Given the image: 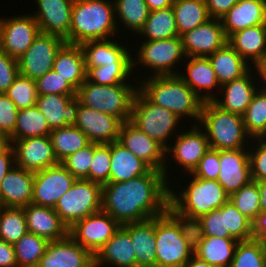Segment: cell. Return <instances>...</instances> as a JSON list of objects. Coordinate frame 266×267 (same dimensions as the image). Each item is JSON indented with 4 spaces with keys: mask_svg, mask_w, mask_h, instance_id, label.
Segmentation results:
<instances>
[{
    "mask_svg": "<svg viewBox=\"0 0 266 267\" xmlns=\"http://www.w3.org/2000/svg\"><path fill=\"white\" fill-rule=\"evenodd\" d=\"M170 186L164 172L155 169L127 181L106 183L101 210L121 225L146 221L166 212Z\"/></svg>",
    "mask_w": 266,
    "mask_h": 267,
    "instance_id": "obj_1",
    "label": "cell"
},
{
    "mask_svg": "<svg viewBox=\"0 0 266 267\" xmlns=\"http://www.w3.org/2000/svg\"><path fill=\"white\" fill-rule=\"evenodd\" d=\"M138 89L153 103L168 109L180 119L190 117L199 124L204 101L178 76H149Z\"/></svg>",
    "mask_w": 266,
    "mask_h": 267,
    "instance_id": "obj_2",
    "label": "cell"
},
{
    "mask_svg": "<svg viewBox=\"0 0 266 267\" xmlns=\"http://www.w3.org/2000/svg\"><path fill=\"white\" fill-rule=\"evenodd\" d=\"M115 6L111 0H74L69 44L117 36Z\"/></svg>",
    "mask_w": 266,
    "mask_h": 267,
    "instance_id": "obj_3",
    "label": "cell"
},
{
    "mask_svg": "<svg viewBox=\"0 0 266 267\" xmlns=\"http://www.w3.org/2000/svg\"><path fill=\"white\" fill-rule=\"evenodd\" d=\"M199 124L206 133L210 148L232 150L250 147L247 140L252 138L246 132L242 116L224 111L212 101L203 103Z\"/></svg>",
    "mask_w": 266,
    "mask_h": 267,
    "instance_id": "obj_4",
    "label": "cell"
},
{
    "mask_svg": "<svg viewBox=\"0 0 266 267\" xmlns=\"http://www.w3.org/2000/svg\"><path fill=\"white\" fill-rule=\"evenodd\" d=\"M137 86L131 84L99 85L85 80L76 91L80 104L113 115L122 122L131 118L132 104Z\"/></svg>",
    "mask_w": 266,
    "mask_h": 267,
    "instance_id": "obj_5",
    "label": "cell"
},
{
    "mask_svg": "<svg viewBox=\"0 0 266 267\" xmlns=\"http://www.w3.org/2000/svg\"><path fill=\"white\" fill-rule=\"evenodd\" d=\"M188 182L179 194L169 187V204L183 215L200 218L229 200V195L217 180L192 176Z\"/></svg>",
    "mask_w": 266,
    "mask_h": 267,
    "instance_id": "obj_6",
    "label": "cell"
},
{
    "mask_svg": "<svg viewBox=\"0 0 266 267\" xmlns=\"http://www.w3.org/2000/svg\"><path fill=\"white\" fill-rule=\"evenodd\" d=\"M180 119L168 109L153 104L139 89L135 94L130 121L148 137L168 148L170 135L175 132ZM167 142V143H166Z\"/></svg>",
    "mask_w": 266,
    "mask_h": 267,
    "instance_id": "obj_7",
    "label": "cell"
},
{
    "mask_svg": "<svg viewBox=\"0 0 266 267\" xmlns=\"http://www.w3.org/2000/svg\"><path fill=\"white\" fill-rule=\"evenodd\" d=\"M102 185L76 179L58 200L54 210L69 229L75 222L101 210Z\"/></svg>",
    "mask_w": 266,
    "mask_h": 267,
    "instance_id": "obj_8",
    "label": "cell"
},
{
    "mask_svg": "<svg viewBox=\"0 0 266 267\" xmlns=\"http://www.w3.org/2000/svg\"><path fill=\"white\" fill-rule=\"evenodd\" d=\"M156 267H184L194 255L178 223L167 213L155 217Z\"/></svg>",
    "mask_w": 266,
    "mask_h": 267,
    "instance_id": "obj_9",
    "label": "cell"
},
{
    "mask_svg": "<svg viewBox=\"0 0 266 267\" xmlns=\"http://www.w3.org/2000/svg\"><path fill=\"white\" fill-rule=\"evenodd\" d=\"M142 41L140 48H137L138 61L132 59V70H135L136 64L148 67L152 75L148 76H166L178 75L180 72L175 71V64L186 59L180 36L154 41ZM135 66V67H134ZM174 70V71H173Z\"/></svg>",
    "mask_w": 266,
    "mask_h": 267,
    "instance_id": "obj_10",
    "label": "cell"
},
{
    "mask_svg": "<svg viewBox=\"0 0 266 267\" xmlns=\"http://www.w3.org/2000/svg\"><path fill=\"white\" fill-rule=\"evenodd\" d=\"M122 225L107 212L100 210L75 222L68 235L95 255Z\"/></svg>",
    "mask_w": 266,
    "mask_h": 267,
    "instance_id": "obj_11",
    "label": "cell"
},
{
    "mask_svg": "<svg viewBox=\"0 0 266 267\" xmlns=\"http://www.w3.org/2000/svg\"><path fill=\"white\" fill-rule=\"evenodd\" d=\"M65 40L57 35L40 32L27 51L17 59L19 74L32 80L52 70L54 59Z\"/></svg>",
    "mask_w": 266,
    "mask_h": 267,
    "instance_id": "obj_12",
    "label": "cell"
},
{
    "mask_svg": "<svg viewBox=\"0 0 266 267\" xmlns=\"http://www.w3.org/2000/svg\"><path fill=\"white\" fill-rule=\"evenodd\" d=\"M39 33L38 23L32 14L0 18V51L19 59Z\"/></svg>",
    "mask_w": 266,
    "mask_h": 267,
    "instance_id": "obj_13",
    "label": "cell"
},
{
    "mask_svg": "<svg viewBox=\"0 0 266 267\" xmlns=\"http://www.w3.org/2000/svg\"><path fill=\"white\" fill-rule=\"evenodd\" d=\"M117 141L152 169L164 172L169 183L168 164H166L169 159H166L165 149L159 143L148 137L130 120L122 123Z\"/></svg>",
    "mask_w": 266,
    "mask_h": 267,
    "instance_id": "obj_14",
    "label": "cell"
},
{
    "mask_svg": "<svg viewBox=\"0 0 266 267\" xmlns=\"http://www.w3.org/2000/svg\"><path fill=\"white\" fill-rule=\"evenodd\" d=\"M76 178L60 162L34 173L32 203L55 208L59 198L66 193Z\"/></svg>",
    "mask_w": 266,
    "mask_h": 267,
    "instance_id": "obj_15",
    "label": "cell"
},
{
    "mask_svg": "<svg viewBox=\"0 0 266 267\" xmlns=\"http://www.w3.org/2000/svg\"><path fill=\"white\" fill-rule=\"evenodd\" d=\"M11 143L15 165L30 172H38L60 163L52 146L50 136L28 137Z\"/></svg>",
    "mask_w": 266,
    "mask_h": 267,
    "instance_id": "obj_16",
    "label": "cell"
},
{
    "mask_svg": "<svg viewBox=\"0 0 266 267\" xmlns=\"http://www.w3.org/2000/svg\"><path fill=\"white\" fill-rule=\"evenodd\" d=\"M180 37L186 57H207L223 47L228 40L217 18H210Z\"/></svg>",
    "mask_w": 266,
    "mask_h": 267,
    "instance_id": "obj_17",
    "label": "cell"
},
{
    "mask_svg": "<svg viewBox=\"0 0 266 267\" xmlns=\"http://www.w3.org/2000/svg\"><path fill=\"white\" fill-rule=\"evenodd\" d=\"M122 121L113 115L80 104L75 127L79 128L92 143H112L118 140Z\"/></svg>",
    "mask_w": 266,
    "mask_h": 267,
    "instance_id": "obj_18",
    "label": "cell"
},
{
    "mask_svg": "<svg viewBox=\"0 0 266 267\" xmlns=\"http://www.w3.org/2000/svg\"><path fill=\"white\" fill-rule=\"evenodd\" d=\"M209 149L210 145L205 131L200 129L199 124L193 123L192 129L175 136L174 145L171 147L170 144L165 152L167 157H173V161L183 167L182 170L191 174ZM170 153L171 156L167 155Z\"/></svg>",
    "mask_w": 266,
    "mask_h": 267,
    "instance_id": "obj_19",
    "label": "cell"
},
{
    "mask_svg": "<svg viewBox=\"0 0 266 267\" xmlns=\"http://www.w3.org/2000/svg\"><path fill=\"white\" fill-rule=\"evenodd\" d=\"M38 10L32 15L40 32L57 35L69 43L74 0H36Z\"/></svg>",
    "mask_w": 266,
    "mask_h": 267,
    "instance_id": "obj_20",
    "label": "cell"
},
{
    "mask_svg": "<svg viewBox=\"0 0 266 267\" xmlns=\"http://www.w3.org/2000/svg\"><path fill=\"white\" fill-rule=\"evenodd\" d=\"M218 183L230 196L251 180L249 149L219 150Z\"/></svg>",
    "mask_w": 266,
    "mask_h": 267,
    "instance_id": "obj_21",
    "label": "cell"
},
{
    "mask_svg": "<svg viewBox=\"0 0 266 267\" xmlns=\"http://www.w3.org/2000/svg\"><path fill=\"white\" fill-rule=\"evenodd\" d=\"M94 255L69 235L48 243L38 267H90Z\"/></svg>",
    "mask_w": 266,
    "mask_h": 267,
    "instance_id": "obj_22",
    "label": "cell"
},
{
    "mask_svg": "<svg viewBox=\"0 0 266 267\" xmlns=\"http://www.w3.org/2000/svg\"><path fill=\"white\" fill-rule=\"evenodd\" d=\"M253 68L251 67L243 76L221 85L222 101L216 96L212 102L224 111L242 116L260 85L258 83V87L255 86L257 82L254 80L259 78H254L255 75H252Z\"/></svg>",
    "mask_w": 266,
    "mask_h": 267,
    "instance_id": "obj_23",
    "label": "cell"
},
{
    "mask_svg": "<svg viewBox=\"0 0 266 267\" xmlns=\"http://www.w3.org/2000/svg\"><path fill=\"white\" fill-rule=\"evenodd\" d=\"M34 172L14 166L0 185V206L23 208L32 204Z\"/></svg>",
    "mask_w": 266,
    "mask_h": 267,
    "instance_id": "obj_24",
    "label": "cell"
},
{
    "mask_svg": "<svg viewBox=\"0 0 266 267\" xmlns=\"http://www.w3.org/2000/svg\"><path fill=\"white\" fill-rule=\"evenodd\" d=\"M36 106L54 130L75 124L79 100L76 95H38Z\"/></svg>",
    "mask_w": 266,
    "mask_h": 267,
    "instance_id": "obj_25",
    "label": "cell"
},
{
    "mask_svg": "<svg viewBox=\"0 0 266 267\" xmlns=\"http://www.w3.org/2000/svg\"><path fill=\"white\" fill-rule=\"evenodd\" d=\"M27 231L49 242L60 240L68 235L67 226L60 220L54 208L34 203L23 207Z\"/></svg>",
    "mask_w": 266,
    "mask_h": 267,
    "instance_id": "obj_26",
    "label": "cell"
},
{
    "mask_svg": "<svg viewBox=\"0 0 266 267\" xmlns=\"http://www.w3.org/2000/svg\"><path fill=\"white\" fill-rule=\"evenodd\" d=\"M220 21L227 38L239 30L266 24V1L239 0Z\"/></svg>",
    "mask_w": 266,
    "mask_h": 267,
    "instance_id": "obj_27",
    "label": "cell"
},
{
    "mask_svg": "<svg viewBox=\"0 0 266 267\" xmlns=\"http://www.w3.org/2000/svg\"><path fill=\"white\" fill-rule=\"evenodd\" d=\"M189 60L185 63V74L182 72L178 76L205 102L212 101L216 94L212 93V89L219 88L214 69L208 57H187ZM211 92H210V91ZM203 94H202V92ZM205 91V92H204Z\"/></svg>",
    "mask_w": 266,
    "mask_h": 267,
    "instance_id": "obj_28",
    "label": "cell"
},
{
    "mask_svg": "<svg viewBox=\"0 0 266 267\" xmlns=\"http://www.w3.org/2000/svg\"><path fill=\"white\" fill-rule=\"evenodd\" d=\"M80 47L84 55L85 67L132 63V59L135 58L131 56L127 47L111 38L86 41L81 43Z\"/></svg>",
    "mask_w": 266,
    "mask_h": 267,
    "instance_id": "obj_29",
    "label": "cell"
},
{
    "mask_svg": "<svg viewBox=\"0 0 266 267\" xmlns=\"http://www.w3.org/2000/svg\"><path fill=\"white\" fill-rule=\"evenodd\" d=\"M227 43L250 66L254 64L253 67L256 68L266 54V24L239 30L228 37Z\"/></svg>",
    "mask_w": 266,
    "mask_h": 267,
    "instance_id": "obj_30",
    "label": "cell"
},
{
    "mask_svg": "<svg viewBox=\"0 0 266 267\" xmlns=\"http://www.w3.org/2000/svg\"><path fill=\"white\" fill-rule=\"evenodd\" d=\"M97 267L109 264L113 267H137L136 255L130 235L120 227L119 230L94 255Z\"/></svg>",
    "mask_w": 266,
    "mask_h": 267,
    "instance_id": "obj_31",
    "label": "cell"
},
{
    "mask_svg": "<svg viewBox=\"0 0 266 267\" xmlns=\"http://www.w3.org/2000/svg\"><path fill=\"white\" fill-rule=\"evenodd\" d=\"M131 238L137 267H156L155 217L121 226Z\"/></svg>",
    "mask_w": 266,
    "mask_h": 267,
    "instance_id": "obj_32",
    "label": "cell"
},
{
    "mask_svg": "<svg viewBox=\"0 0 266 267\" xmlns=\"http://www.w3.org/2000/svg\"><path fill=\"white\" fill-rule=\"evenodd\" d=\"M110 182H123L147 174L152 168L118 141L110 143Z\"/></svg>",
    "mask_w": 266,
    "mask_h": 267,
    "instance_id": "obj_33",
    "label": "cell"
},
{
    "mask_svg": "<svg viewBox=\"0 0 266 267\" xmlns=\"http://www.w3.org/2000/svg\"><path fill=\"white\" fill-rule=\"evenodd\" d=\"M52 69L78 90L86 80L84 55L80 45L65 42L56 53Z\"/></svg>",
    "mask_w": 266,
    "mask_h": 267,
    "instance_id": "obj_34",
    "label": "cell"
},
{
    "mask_svg": "<svg viewBox=\"0 0 266 267\" xmlns=\"http://www.w3.org/2000/svg\"><path fill=\"white\" fill-rule=\"evenodd\" d=\"M207 57L220 85L243 76L252 67L228 43Z\"/></svg>",
    "mask_w": 266,
    "mask_h": 267,
    "instance_id": "obj_35",
    "label": "cell"
},
{
    "mask_svg": "<svg viewBox=\"0 0 266 267\" xmlns=\"http://www.w3.org/2000/svg\"><path fill=\"white\" fill-rule=\"evenodd\" d=\"M239 241L232 237H207L193 251L194 255L212 265L229 267Z\"/></svg>",
    "mask_w": 266,
    "mask_h": 267,
    "instance_id": "obj_36",
    "label": "cell"
},
{
    "mask_svg": "<svg viewBox=\"0 0 266 267\" xmlns=\"http://www.w3.org/2000/svg\"><path fill=\"white\" fill-rule=\"evenodd\" d=\"M172 8L179 36L210 19L205 0H175Z\"/></svg>",
    "mask_w": 266,
    "mask_h": 267,
    "instance_id": "obj_37",
    "label": "cell"
},
{
    "mask_svg": "<svg viewBox=\"0 0 266 267\" xmlns=\"http://www.w3.org/2000/svg\"><path fill=\"white\" fill-rule=\"evenodd\" d=\"M147 41L163 40L179 36L174 10L171 7L151 11L142 29L138 32Z\"/></svg>",
    "mask_w": 266,
    "mask_h": 267,
    "instance_id": "obj_38",
    "label": "cell"
},
{
    "mask_svg": "<svg viewBox=\"0 0 266 267\" xmlns=\"http://www.w3.org/2000/svg\"><path fill=\"white\" fill-rule=\"evenodd\" d=\"M51 129L38 107L18 110L14 133L6 141H16L28 137L49 136Z\"/></svg>",
    "mask_w": 266,
    "mask_h": 267,
    "instance_id": "obj_39",
    "label": "cell"
},
{
    "mask_svg": "<svg viewBox=\"0 0 266 267\" xmlns=\"http://www.w3.org/2000/svg\"><path fill=\"white\" fill-rule=\"evenodd\" d=\"M49 136L59 162L91 143L88 137L74 125L54 129Z\"/></svg>",
    "mask_w": 266,
    "mask_h": 267,
    "instance_id": "obj_40",
    "label": "cell"
},
{
    "mask_svg": "<svg viewBox=\"0 0 266 267\" xmlns=\"http://www.w3.org/2000/svg\"><path fill=\"white\" fill-rule=\"evenodd\" d=\"M114 6L117 29H120L117 22L120 20L125 29L134 31L133 34L142 29L150 13L145 0H115Z\"/></svg>",
    "mask_w": 266,
    "mask_h": 267,
    "instance_id": "obj_41",
    "label": "cell"
},
{
    "mask_svg": "<svg viewBox=\"0 0 266 267\" xmlns=\"http://www.w3.org/2000/svg\"><path fill=\"white\" fill-rule=\"evenodd\" d=\"M242 118L250 138L266 137V92L264 90L258 88Z\"/></svg>",
    "mask_w": 266,
    "mask_h": 267,
    "instance_id": "obj_42",
    "label": "cell"
},
{
    "mask_svg": "<svg viewBox=\"0 0 266 267\" xmlns=\"http://www.w3.org/2000/svg\"><path fill=\"white\" fill-rule=\"evenodd\" d=\"M49 241L27 232L15 244L14 250L18 267H38Z\"/></svg>",
    "mask_w": 266,
    "mask_h": 267,
    "instance_id": "obj_43",
    "label": "cell"
},
{
    "mask_svg": "<svg viewBox=\"0 0 266 267\" xmlns=\"http://www.w3.org/2000/svg\"><path fill=\"white\" fill-rule=\"evenodd\" d=\"M85 69L86 80L99 85L130 84L129 77L133 73L132 63H114Z\"/></svg>",
    "mask_w": 266,
    "mask_h": 267,
    "instance_id": "obj_44",
    "label": "cell"
},
{
    "mask_svg": "<svg viewBox=\"0 0 266 267\" xmlns=\"http://www.w3.org/2000/svg\"><path fill=\"white\" fill-rule=\"evenodd\" d=\"M27 232L23 208L0 206V239L13 245Z\"/></svg>",
    "mask_w": 266,
    "mask_h": 267,
    "instance_id": "obj_45",
    "label": "cell"
},
{
    "mask_svg": "<svg viewBox=\"0 0 266 267\" xmlns=\"http://www.w3.org/2000/svg\"><path fill=\"white\" fill-rule=\"evenodd\" d=\"M232 204L251 222L261 212L259 204V189L257 182L251 180L229 196Z\"/></svg>",
    "mask_w": 266,
    "mask_h": 267,
    "instance_id": "obj_46",
    "label": "cell"
},
{
    "mask_svg": "<svg viewBox=\"0 0 266 267\" xmlns=\"http://www.w3.org/2000/svg\"><path fill=\"white\" fill-rule=\"evenodd\" d=\"M229 267H266L262 243L255 239L238 242Z\"/></svg>",
    "mask_w": 266,
    "mask_h": 267,
    "instance_id": "obj_47",
    "label": "cell"
},
{
    "mask_svg": "<svg viewBox=\"0 0 266 267\" xmlns=\"http://www.w3.org/2000/svg\"><path fill=\"white\" fill-rule=\"evenodd\" d=\"M4 94L12 100L18 110L35 106L38 96L36 81L19 74Z\"/></svg>",
    "mask_w": 266,
    "mask_h": 267,
    "instance_id": "obj_48",
    "label": "cell"
},
{
    "mask_svg": "<svg viewBox=\"0 0 266 267\" xmlns=\"http://www.w3.org/2000/svg\"><path fill=\"white\" fill-rule=\"evenodd\" d=\"M166 212L178 223L185 242L194 251L205 238L201 220L196 217L183 215L170 204H168Z\"/></svg>",
    "mask_w": 266,
    "mask_h": 267,
    "instance_id": "obj_49",
    "label": "cell"
},
{
    "mask_svg": "<svg viewBox=\"0 0 266 267\" xmlns=\"http://www.w3.org/2000/svg\"><path fill=\"white\" fill-rule=\"evenodd\" d=\"M224 222L229 235L237 241L253 239L252 222L230 200L224 204Z\"/></svg>",
    "mask_w": 266,
    "mask_h": 267,
    "instance_id": "obj_50",
    "label": "cell"
},
{
    "mask_svg": "<svg viewBox=\"0 0 266 267\" xmlns=\"http://www.w3.org/2000/svg\"><path fill=\"white\" fill-rule=\"evenodd\" d=\"M110 143H94V157L89 170V181L104 185L110 182Z\"/></svg>",
    "mask_w": 266,
    "mask_h": 267,
    "instance_id": "obj_51",
    "label": "cell"
},
{
    "mask_svg": "<svg viewBox=\"0 0 266 267\" xmlns=\"http://www.w3.org/2000/svg\"><path fill=\"white\" fill-rule=\"evenodd\" d=\"M94 157V143H90L77 152L70 154L61 163L76 179L89 180V170Z\"/></svg>",
    "mask_w": 266,
    "mask_h": 267,
    "instance_id": "obj_52",
    "label": "cell"
},
{
    "mask_svg": "<svg viewBox=\"0 0 266 267\" xmlns=\"http://www.w3.org/2000/svg\"><path fill=\"white\" fill-rule=\"evenodd\" d=\"M38 95H76V89L53 69L36 80Z\"/></svg>",
    "mask_w": 266,
    "mask_h": 267,
    "instance_id": "obj_53",
    "label": "cell"
},
{
    "mask_svg": "<svg viewBox=\"0 0 266 267\" xmlns=\"http://www.w3.org/2000/svg\"><path fill=\"white\" fill-rule=\"evenodd\" d=\"M18 108L4 93H0V138L7 140L16 126Z\"/></svg>",
    "mask_w": 266,
    "mask_h": 267,
    "instance_id": "obj_54",
    "label": "cell"
},
{
    "mask_svg": "<svg viewBox=\"0 0 266 267\" xmlns=\"http://www.w3.org/2000/svg\"><path fill=\"white\" fill-rule=\"evenodd\" d=\"M203 224L204 233L207 237H231L224 222V205L216 208L199 218Z\"/></svg>",
    "mask_w": 266,
    "mask_h": 267,
    "instance_id": "obj_55",
    "label": "cell"
},
{
    "mask_svg": "<svg viewBox=\"0 0 266 267\" xmlns=\"http://www.w3.org/2000/svg\"><path fill=\"white\" fill-rule=\"evenodd\" d=\"M220 172L219 150L210 148L199 161L194 171L189 174L201 179L217 180Z\"/></svg>",
    "mask_w": 266,
    "mask_h": 267,
    "instance_id": "obj_56",
    "label": "cell"
},
{
    "mask_svg": "<svg viewBox=\"0 0 266 267\" xmlns=\"http://www.w3.org/2000/svg\"><path fill=\"white\" fill-rule=\"evenodd\" d=\"M256 140V141H255ZM257 142L249 148V161L251 169V178L254 181L266 179V140L263 139H253L252 142ZM257 145V146H256Z\"/></svg>",
    "mask_w": 266,
    "mask_h": 267,
    "instance_id": "obj_57",
    "label": "cell"
},
{
    "mask_svg": "<svg viewBox=\"0 0 266 267\" xmlns=\"http://www.w3.org/2000/svg\"><path fill=\"white\" fill-rule=\"evenodd\" d=\"M19 75L17 59L0 51V93H5Z\"/></svg>",
    "mask_w": 266,
    "mask_h": 267,
    "instance_id": "obj_58",
    "label": "cell"
},
{
    "mask_svg": "<svg viewBox=\"0 0 266 267\" xmlns=\"http://www.w3.org/2000/svg\"><path fill=\"white\" fill-rule=\"evenodd\" d=\"M15 166V154L11 143L0 148V185L5 175Z\"/></svg>",
    "mask_w": 266,
    "mask_h": 267,
    "instance_id": "obj_59",
    "label": "cell"
},
{
    "mask_svg": "<svg viewBox=\"0 0 266 267\" xmlns=\"http://www.w3.org/2000/svg\"><path fill=\"white\" fill-rule=\"evenodd\" d=\"M210 18L221 19L239 0H205Z\"/></svg>",
    "mask_w": 266,
    "mask_h": 267,
    "instance_id": "obj_60",
    "label": "cell"
},
{
    "mask_svg": "<svg viewBox=\"0 0 266 267\" xmlns=\"http://www.w3.org/2000/svg\"><path fill=\"white\" fill-rule=\"evenodd\" d=\"M0 267H18L14 246L0 239Z\"/></svg>",
    "mask_w": 266,
    "mask_h": 267,
    "instance_id": "obj_61",
    "label": "cell"
},
{
    "mask_svg": "<svg viewBox=\"0 0 266 267\" xmlns=\"http://www.w3.org/2000/svg\"><path fill=\"white\" fill-rule=\"evenodd\" d=\"M253 239L266 241V212H260L252 222Z\"/></svg>",
    "mask_w": 266,
    "mask_h": 267,
    "instance_id": "obj_62",
    "label": "cell"
},
{
    "mask_svg": "<svg viewBox=\"0 0 266 267\" xmlns=\"http://www.w3.org/2000/svg\"><path fill=\"white\" fill-rule=\"evenodd\" d=\"M151 11L165 9L173 5L174 0H145Z\"/></svg>",
    "mask_w": 266,
    "mask_h": 267,
    "instance_id": "obj_63",
    "label": "cell"
},
{
    "mask_svg": "<svg viewBox=\"0 0 266 267\" xmlns=\"http://www.w3.org/2000/svg\"><path fill=\"white\" fill-rule=\"evenodd\" d=\"M259 189V204L261 212H266V179L256 181Z\"/></svg>",
    "mask_w": 266,
    "mask_h": 267,
    "instance_id": "obj_64",
    "label": "cell"
},
{
    "mask_svg": "<svg viewBox=\"0 0 266 267\" xmlns=\"http://www.w3.org/2000/svg\"><path fill=\"white\" fill-rule=\"evenodd\" d=\"M184 267H224L221 265L208 264L207 262L200 260L195 255H193L190 260L184 265Z\"/></svg>",
    "mask_w": 266,
    "mask_h": 267,
    "instance_id": "obj_65",
    "label": "cell"
},
{
    "mask_svg": "<svg viewBox=\"0 0 266 267\" xmlns=\"http://www.w3.org/2000/svg\"><path fill=\"white\" fill-rule=\"evenodd\" d=\"M255 71L257 72V73H255V74H257L256 76H260V79H259V81H261V79L264 81V83H263V81H261L259 84H263L262 86L260 85V87L259 88H261L262 90H264L265 92H266V64H259L256 68H255Z\"/></svg>",
    "mask_w": 266,
    "mask_h": 267,
    "instance_id": "obj_66",
    "label": "cell"
},
{
    "mask_svg": "<svg viewBox=\"0 0 266 267\" xmlns=\"http://www.w3.org/2000/svg\"><path fill=\"white\" fill-rule=\"evenodd\" d=\"M262 243L263 248H264V253H265V259H266V241H259Z\"/></svg>",
    "mask_w": 266,
    "mask_h": 267,
    "instance_id": "obj_67",
    "label": "cell"
},
{
    "mask_svg": "<svg viewBox=\"0 0 266 267\" xmlns=\"http://www.w3.org/2000/svg\"><path fill=\"white\" fill-rule=\"evenodd\" d=\"M7 141L3 138H0V148L6 143Z\"/></svg>",
    "mask_w": 266,
    "mask_h": 267,
    "instance_id": "obj_68",
    "label": "cell"
},
{
    "mask_svg": "<svg viewBox=\"0 0 266 267\" xmlns=\"http://www.w3.org/2000/svg\"><path fill=\"white\" fill-rule=\"evenodd\" d=\"M261 64H266V54H265V57H264V59L262 60Z\"/></svg>",
    "mask_w": 266,
    "mask_h": 267,
    "instance_id": "obj_69",
    "label": "cell"
},
{
    "mask_svg": "<svg viewBox=\"0 0 266 267\" xmlns=\"http://www.w3.org/2000/svg\"><path fill=\"white\" fill-rule=\"evenodd\" d=\"M90 267H97V266L95 265V263H93Z\"/></svg>",
    "mask_w": 266,
    "mask_h": 267,
    "instance_id": "obj_70",
    "label": "cell"
}]
</instances>
